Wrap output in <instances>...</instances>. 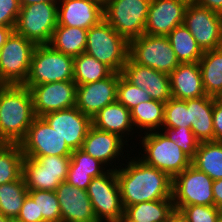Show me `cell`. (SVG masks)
Returning <instances> with one entry per match:
<instances>
[{
    "mask_svg": "<svg viewBox=\"0 0 222 222\" xmlns=\"http://www.w3.org/2000/svg\"><path fill=\"white\" fill-rule=\"evenodd\" d=\"M174 207L181 210L189 222H216L220 214L219 208L214 205H190Z\"/></svg>",
    "mask_w": 222,
    "mask_h": 222,
    "instance_id": "40",
    "label": "cell"
},
{
    "mask_svg": "<svg viewBox=\"0 0 222 222\" xmlns=\"http://www.w3.org/2000/svg\"><path fill=\"white\" fill-rule=\"evenodd\" d=\"M20 8L19 0H0V26H15Z\"/></svg>",
    "mask_w": 222,
    "mask_h": 222,
    "instance_id": "41",
    "label": "cell"
},
{
    "mask_svg": "<svg viewBox=\"0 0 222 222\" xmlns=\"http://www.w3.org/2000/svg\"><path fill=\"white\" fill-rule=\"evenodd\" d=\"M24 154L19 144L0 143V185L22 176Z\"/></svg>",
    "mask_w": 222,
    "mask_h": 222,
    "instance_id": "34",
    "label": "cell"
},
{
    "mask_svg": "<svg viewBox=\"0 0 222 222\" xmlns=\"http://www.w3.org/2000/svg\"><path fill=\"white\" fill-rule=\"evenodd\" d=\"M109 168L100 160L91 157L81 149L73 150L68 171L90 172L92 178L103 175Z\"/></svg>",
    "mask_w": 222,
    "mask_h": 222,
    "instance_id": "37",
    "label": "cell"
},
{
    "mask_svg": "<svg viewBox=\"0 0 222 222\" xmlns=\"http://www.w3.org/2000/svg\"><path fill=\"white\" fill-rule=\"evenodd\" d=\"M36 44L15 31L0 49V84L23 85Z\"/></svg>",
    "mask_w": 222,
    "mask_h": 222,
    "instance_id": "7",
    "label": "cell"
},
{
    "mask_svg": "<svg viewBox=\"0 0 222 222\" xmlns=\"http://www.w3.org/2000/svg\"><path fill=\"white\" fill-rule=\"evenodd\" d=\"M14 28L15 26H0V49L14 32Z\"/></svg>",
    "mask_w": 222,
    "mask_h": 222,
    "instance_id": "47",
    "label": "cell"
},
{
    "mask_svg": "<svg viewBox=\"0 0 222 222\" xmlns=\"http://www.w3.org/2000/svg\"><path fill=\"white\" fill-rule=\"evenodd\" d=\"M25 87L31 92L35 116L75 107L77 85L73 80Z\"/></svg>",
    "mask_w": 222,
    "mask_h": 222,
    "instance_id": "16",
    "label": "cell"
},
{
    "mask_svg": "<svg viewBox=\"0 0 222 222\" xmlns=\"http://www.w3.org/2000/svg\"><path fill=\"white\" fill-rule=\"evenodd\" d=\"M87 30L79 27L57 25L49 45L65 55L77 57L85 52Z\"/></svg>",
    "mask_w": 222,
    "mask_h": 222,
    "instance_id": "27",
    "label": "cell"
},
{
    "mask_svg": "<svg viewBox=\"0 0 222 222\" xmlns=\"http://www.w3.org/2000/svg\"><path fill=\"white\" fill-rule=\"evenodd\" d=\"M178 1L184 2L186 5H192L197 3V0H178Z\"/></svg>",
    "mask_w": 222,
    "mask_h": 222,
    "instance_id": "52",
    "label": "cell"
},
{
    "mask_svg": "<svg viewBox=\"0 0 222 222\" xmlns=\"http://www.w3.org/2000/svg\"><path fill=\"white\" fill-rule=\"evenodd\" d=\"M35 117L29 88L0 84V143L19 144Z\"/></svg>",
    "mask_w": 222,
    "mask_h": 222,
    "instance_id": "2",
    "label": "cell"
},
{
    "mask_svg": "<svg viewBox=\"0 0 222 222\" xmlns=\"http://www.w3.org/2000/svg\"><path fill=\"white\" fill-rule=\"evenodd\" d=\"M42 118L55 130L73 151L81 149L92 119L83 114L76 106L47 113Z\"/></svg>",
    "mask_w": 222,
    "mask_h": 222,
    "instance_id": "17",
    "label": "cell"
},
{
    "mask_svg": "<svg viewBox=\"0 0 222 222\" xmlns=\"http://www.w3.org/2000/svg\"><path fill=\"white\" fill-rule=\"evenodd\" d=\"M92 126L96 129L117 134L127 144L130 142L134 148L136 137L139 136L134 129L131 119V111L117 100L105 106L92 118ZM130 137V138H129ZM135 141H133V140Z\"/></svg>",
    "mask_w": 222,
    "mask_h": 222,
    "instance_id": "23",
    "label": "cell"
},
{
    "mask_svg": "<svg viewBox=\"0 0 222 222\" xmlns=\"http://www.w3.org/2000/svg\"><path fill=\"white\" fill-rule=\"evenodd\" d=\"M148 93L138 86L127 81L122 75L119 77L117 88V101L123 104L129 111L141 102L150 100Z\"/></svg>",
    "mask_w": 222,
    "mask_h": 222,
    "instance_id": "39",
    "label": "cell"
},
{
    "mask_svg": "<svg viewBox=\"0 0 222 222\" xmlns=\"http://www.w3.org/2000/svg\"><path fill=\"white\" fill-rule=\"evenodd\" d=\"M71 156L24 157L22 177L28 190L56 191L66 182Z\"/></svg>",
    "mask_w": 222,
    "mask_h": 222,
    "instance_id": "9",
    "label": "cell"
},
{
    "mask_svg": "<svg viewBox=\"0 0 222 222\" xmlns=\"http://www.w3.org/2000/svg\"><path fill=\"white\" fill-rule=\"evenodd\" d=\"M124 162L116 169L124 209L141 202L173 199V179L167 173L144 163L137 153Z\"/></svg>",
    "mask_w": 222,
    "mask_h": 222,
    "instance_id": "1",
    "label": "cell"
},
{
    "mask_svg": "<svg viewBox=\"0 0 222 222\" xmlns=\"http://www.w3.org/2000/svg\"><path fill=\"white\" fill-rule=\"evenodd\" d=\"M28 194L37 203L38 216H42V222H62L60 205L55 191L28 190Z\"/></svg>",
    "mask_w": 222,
    "mask_h": 222,
    "instance_id": "35",
    "label": "cell"
},
{
    "mask_svg": "<svg viewBox=\"0 0 222 222\" xmlns=\"http://www.w3.org/2000/svg\"><path fill=\"white\" fill-rule=\"evenodd\" d=\"M196 4L222 15V0H197Z\"/></svg>",
    "mask_w": 222,
    "mask_h": 222,
    "instance_id": "46",
    "label": "cell"
},
{
    "mask_svg": "<svg viewBox=\"0 0 222 222\" xmlns=\"http://www.w3.org/2000/svg\"><path fill=\"white\" fill-rule=\"evenodd\" d=\"M213 105L214 97L207 95L186 100L189 128L200 142L214 141Z\"/></svg>",
    "mask_w": 222,
    "mask_h": 222,
    "instance_id": "25",
    "label": "cell"
},
{
    "mask_svg": "<svg viewBox=\"0 0 222 222\" xmlns=\"http://www.w3.org/2000/svg\"><path fill=\"white\" fill-rule=\"evenodd\" d=\"M167 37L180 63L199 62L203 56L204 52L184 24L175 27Z\"/></svg>",
    "mask_w": 222,
    "mask_h": 222,
    "instance_id": "31",
    "label": "cell"
},
{
    "mask_svg": "<svg viewBox=\"0 0 222 222\" xmlns=\"http://www.w3.org/2000/svg\"><path fill=\"white\" fill-rule=\"evenodd\" d=\"M186 7L178 0H151L144 34L167 36L184 23Z\"/></svg>",
    "mask_w": 222,
    "mask_h": 222,
    "instance_id": "20",
    "label": "cell"
},
{
    "mask_svg": "<svg viewBox=\"0 0 222 222\" xmlns=\"http://www.w3.org/2000/svg\"><path fill=\"white\" fill-rule=\"evenodd\" d=\"M129 57L137 64L168 75L180 64L167 36L143 34L132 39Z\"/></svg>",
    "mask_w": 222,
    "mask_h": 222,
    "instance_id": "10",
    "label": "cell"
},
{
    "mask_svg": "<svg viewBox=\"0 0 222 222\" xmlns=\"http://www.w3.org/2000/svg\"><path fill=\"white\" fill-rule=\"evenodd\" d=\"M151 0H107L104 19L128 42L145 32Z\"/></svg>",
    "mask_w": 222,
    "mask_h": 222,
    "instance_id": "8",
    "label": "cell"
},
{
    "mask_svg": "<svg viewBox=\"0 0 222 222\" xmlns=\"http://www.w3.org/2000/svg\"><path fill=\"white\" fill-rule=\"evenodd\" d=\"M91 181L92 177L90 176V172L68 171L66 182L74 187L87 190Z\"/></svg>",
    "mask_w": 222,
    "mask_h": 222,
    "instance_id": "43",
    "label": "cell"
},
{
    "mask_svg": "<svg viewBox=\"0 0 222 222\" xmlns=\"http://www.w3.org/2000/svg\"><path fill=\"white\" fill-rule=\"evenodd\" d=\"M167 222H189V221L181 210L175 208L171 212Z\"/></svg>",
    "mask_w": 222,
    "mask_h": 222,
    "instance_id": "48",
    "label": "cell"
},
{
    "mask_svg": "<svg viewBox=\"0 0 222 222\" xmlns=\"http://www.w3.org/2000/svg\"><path fill=\"white\" fill-rule=\"evenodd\" d=\"M104 19V7L92 0H58V24L88 30Z\"/></svg>",
    "mask_w": 222,
    "mask_h": 222,
    "instance_id": "22",
    "label": "cell"
},
{
    "mask_svg": "<svg viewBox=\"0 0 222 222\" xmlns=\"http://www.w3.org/2000/svg\"><path fill=\"white\" fill-rule=\"evenodd\" d=\"M74 58L53 49L49 44L34 49L24 86L73 80Z\"/></svg>",
    "mask_w": 222,
    "mask_h": 222,
    "instance_id": "5",
    "label": "cell"
},
{
    "mask_svg": "<svg viewBox=\"0 0 222 222\" xmlns=\"http://www.w3.org/2000/svg\"><path fill=\"white\" fill-rule=\"evenodd\" d=\"M86 191L98 222H113L124 214L116 170L92 178Z\"/></svg>",
    "mask_w": 222,
    "mask_h": 222,
    "instance_id": "11",
    "label": "cell"
},
{
    "mask_svg": "<svg viewBox=\"0 0 222 222\" xmlns=\"http://www.w3.org/2000/svg\"><path fill=\"white\" fill-rule=\"evenodd\" d=\"M55 192L62 222H98L86 190L63 182Z\"/></svg>",
    "mask_w": 222,
    "mask_h": 222,
    "instance_id": "21",
    "label": "cell"
},
{
    "mask_svg": "<svg viewBox=\"0 0 222 222\" xmlns=\"http://www.w3.org/2000/svg\"><path fill=\"white\" fill-rule=\"evenodd\" d=\"M112 73L107 65L85 52L74 57L73 81L77 86L103 80Z\"/></svg>",
    "mask_w": 222,
    "mask_h": 222,
    "instance_id": "32",
    "label": "cell"
},
{
    "mask_svg": "<svg viewBox=\"0 0 222 222\" xmlns=\"http://www.w3.org/2000/svg\"><path fill=\"white\" fill-rule=\"evenodd\" d=\"M191 165L213 181L222 179V141L200 142Z\"/></svg>",
    "mask_w": 222,
    "mask_h": 222,
    "instance_id": "29",
    "label": "cell"
},
{
    "mask_svg": "<svg viewBox=\"0 0 222 222\" xmlns=\"http://www.w3.org/2000/svg\"><path fill=\"white\" fill-rule=\"evenodd\" d=\"M85 53L121 73L129 57V42L103 19L87 30Z\"/></svg>",
    "mask_w": 222,
    "mask_h": 222,
    "instance_id": "4",
    "label": "cell"
},
{
    "mask_svg": "<svg viewBox=\"0 0 222 222\" xmlns=\"http://www.w3.org/2000/svg\"><path fill=\"white\" fill-rule=\"evenodd\" d=\"M113 222H133L131 221L130 219H128L124 214L118 219V220H115Z\"/></svg>",
    "mask_w": 222,
    "mask_h": 222,
    "instance_id": "50",
    "label": "cell"
},
{
    "mask_svg": "<svg viewBox=\"0 0 222 222\" xmlns=\"http://www.w3.org/2000/svg\"><path fill=\"white\" fill-rule=\"evenodd\" d=\"M136 139L137 144L132 151L139 150L137 157L144 163L167 173L172 179L191 165V159L161 130L141 134ZM138 145L140 149L136 148Z\"/></svg>",
    "mask_w": 222,
    "mask_h": 222,
    "instance_id": "3",
    "label": "cell"
},
{
    "mask_svg": "<svg viewBox=\"0 0 222 222\" xmlns=\"http://www.w3.org/2000/svg\"><path fill=\"white\" fill-rule=\"evenodd\" d=\"M203 52L222 47V15L198 4L187 5L184 23Z\"/></svg>",
    "mask_w": 222,
    "mask_h": 222,
    "instance_id": "13",
    "label": "cell"
},
{
    "mask_svg": "<svg viewBox=\"0 0 222 222\" xmlns=\"http://www.w3.org/2000/svg\"><path fill=\"white\" fill-rule=\"evenodd\" d=\"M129 148L131 152V146L117 134L101 131L91 126L83 141L81 150L100 160L109 169L116 170L123 164L126 157L131 156L133 153V151L129 152ZM124 152H129V154L124 155Z\"/></svg>",
    "mask_w": 222,
    "mask_h": 222,
    "instance_id": "15",
    "label": "cell"
},
{
    "mask_svg": "<svg viewBox=\"0 0 222 222\" xmlns=\"http://www.w3.org/2000/svg\"><path fill=\"white\" fill-rule=\"evenodd\" d=\"M171 96L187 100L206 96L199 62L180 63L170 74Z\"/></svg>",
    "mask_w": 222,
    "mask_h": 222,
    "instance_id": "24",
    "label": "cell"
},
{
    "mask_svg": "<svg viewBox=\"0 0 222 222\" xmlns=\"http://www.w3.org/2000/svg\"><path fill=\"white\" fill-rule=\"evenodd\" d=\"M120 75L113 72L103 80L78 85L75 106L92 119L105 106L116 101Z\"/></svg>",
    "mask_w": 222,
    "mask_h": 222,
    "instance_id": "18",
    "label": "cell"
},
{
    "mask_svg": "<svg viewBox=\"0 0 222 222\" xmlns=\"http://www.w3.org/2000/svg\"><path fill=\"white\" fill-rule=\"evenodd\" d=\"M96 3H98L99 5L105 7L106 3H107V0H92Z\"/></svg>",
    "mask_w": 222,
    "mask_h": 222,
    "instance_id": "54",
    "label": "cell"
},
{
    "mask_svg": "<svg viewBox=\"0 0 222 222\" xmlns=\"http://www.w3.org/2000/svg\"><path fill=\"white\" fill-rule=\"evenodd\" d=\"M214 141H222V105L215 101L213 105Z\"/></svg>",
    "mask_w": 222,
    "mask_h": 222,
    "instance_id": "44",
    "label": "cell"
},
{
    "mask_svg": "<svg viewBox=\"0 0 222 222\" xmlns=\"http://www.w3.org/2000/svg\"><path fill=\"white\" fill-rule=\"evenodd\" d=\"M165 103L147 100L131 110V119L138 135L162 129Z\"/></svg>",
    "mask_w": 222,
    "mask_h": 222,
    "instance_id": "26",
    "label": "cell"
},
{
    "mask_svg": "<svg viewBox=\"0 0 222 222\" xmlns=\"http://www.w3.org/2000/svg\"><path fill=\"white\" fill-rule=\"evenodd\" d=\"M19 1H20V6H27L39 2H58V0H19Z\"/></svg>",
    "mask_w": 222,
    "mask_h": 222,
    "instance_id": "49",
    "label": "cell"
},
{
    "mask_svg": "<svg viewBox=\"0 0 222 222\" xmlns=\"http://www.w3.org/2000/svg\"><path fill=\"white\" fill-rule=\"evenodd\" d=\"M24 157L71 156L72 150L63 138L42 118L36 116L25 138L19 143Z\"/></svg>",
    "mask_w": 222,
    "mask_h": 222,
    "instance_id": "14",
    "label": "cell"
},
{
    "mask_svg": "<svg viewBox=\"0 0 222 222\" xmlns=\"http://www.w3.org/2000/svg\"><path fill=\"white\" fill-rule=\"evenodd\" d=\"M214 206L220 208L222 206V179L213 181L212 187Z\"/></svg>",
    "mask_w": 222,
    "mask_h": 222,
    "instance_id": "45",
    "label": "cell"
},
{
    "mask_svg": "<svg viewBox=\"0 0 222 222\" xmlns=\"http://www.w3.org/2000/svg\"><path fill=\"white\" fill-rule=\"evenodd\" d=\"M28 194L24 178L0 185V214L16 220Z\"/></svg>",
    "mask_w": 222,
    "mask_h": 222,
    "instance_id": "33",
    "label": "cell"
},
{
    "mask_svg": "<svg viewBox=\"0 0 222 222\" xmlns=\"http://www.w3.org/2000/svg\"><path fill=\"white\" fill-rule=\"evenodd\" d=\"M216 222H222V214H219Z\"/></svg>",
    "mask_w": 222,
    "mask_h": 222,
    "instance_id": "55",
    "label": "cell"
},
{
    "mask_svg": "<svg viewBox=\"0 0 222 222\" xmlns=\"http://www.w3.org/2000/svg\"><path fill=\"white\" fill-rule=\"evenodd\" d=\"M179 127L189 128V116L186 100L171 97L165 103L162 129H174Z\"/></svg>",
    "mask_w": 222,
    "mask_h": 222,
    "instance_id": "36",
    "label": "cell"
},
{
    "mask_svg": "<svg viewBox=\"0 0 222 222\" xmlns=\"http://www.w3.org/2000/svg\"><path fill=\"white\" fill-rule=\"evenodd\" d=\"M199 67L205 93L215 97L222 89V47L205 51L199 60Z\"/></svg>",
    "mask_w": 222,
    "mask_h": 222,
    "instance_id": "30",
    "label": "cell"
},
{
    "mask_svg": "<svg viewBox=\"0 0 222 222\" xmlns=\"http://www.w3.org/2000/svg\"><path fill=\"white\" fill-rule=\"evenodd\" d=\"M219 210H220V214H222V206L219 208Z\"/></svg>",
    "mask_w": 222,
    "mask_h": 222,
    "instance_id": "56",
    "label": "cell"
},
{
    "mask_svg": "<svg viewBox=\"0 0 222 222\" xmlns=\"http://www.w3.org/2000/svg\"><path fill=\"white\" fill-rule=\"evenodd\" d=\"M16 222H42V216H38L37 203L33 198L27 194L23 201L19 215Z\"/></svg>",
    "mask_w": 222,
    "mask_h": 222,
    "instance_id": "42",
    "label": "cell"
},
{
    "mask_svg": "<svg viewBox=\"0 0 222 222\" xmlns=\"http://www.w3.org/2000/svg\"><path fill=\"white\" fill-rule=\"evenodd\" d=\"M121 75L133 85L146 91L153 100L166 103L172 97L168 74L137 64L130 57L123 66Z\"/></svg>",
    "mask_w": 222,
    "mask_h": 222,
    "instance_id": "19",
    "label": "cell"
},
{
    "mask_svg": "<svg viewBox=\"0 0 222 222\" xmlns=\"http://www.w3.org/2000/svg\"><path fill=\"white\" fill-rule=\"evenodd\" d=\"M13 220L0 214V222H12Z\"/></svg>",
    "mask_w": 222,
    "mask_h": 222,
    "instance_id": "53",
    "label": "cell"
},
{
    "mask_svg": "<svg viewBox=\"0 0 222 222\" xmlns=\"http://www.w3.org/2000/svg\"><path fill=\"white\" fill-rule=\"evenodd\" d=\"M214 98L216 102L222 105V89Z\"/></svg>",
    "mask_w": 222,
    "mask_h": 222,
    "instance_id": "51",
    "label": "cell"
},
{
    "mask_svg": "<svg viewBox=\"0 0 222 222\" xmlns=\"http://www.w3.org/2000/svg\"><path fill=\"white\" fill-rule=\"evenodd\" d=\"M213 180L204 172L190 165L173 178L174 206L214 205Z\"/></svg>",
    "mask_w": 222,
    "mask_h": 222,
    "instance_id": "12",
    "label": "cell"
},
{
    "mask_svg": "<svg viewBox=\"0 0 222 222\" xmlns=\"http://www.w3.org/2000/svg\"><path fill=\"white\" fill-rule=\"evenodd\" d=\"M175 209L173 199L141 202L124 209V215L133 222H167Z\"/></svg>",
    "mask_w": 222,
    "mask_h": 222,
    "instance_id": "28",
    "label": "cell"
},
{
    "mask_svg": "<svg viewBox=\"0 0 222 222\" xmlns=\"http://www.w3.org/2000/svg\"><path fill=\"white\" fill-rule=\"evenodd\" d=\"M161 131L169 140L176 143L191 160L194 158L200 141L196 138L191 128L179 127L174 129H161Z\"/></svg>",
    "mask_w": 222,
    "mask_h": 222,
    "instance_id": "38",
    "label": "cell"
},
{
    "mask_svg": "<svg viewBox=\"0 0 222 222\" xmlns=\"http://www.w3.org/2000/svg\"><path fill=\"white\" fill-rule=\"evenodd\" d=\"M58 24V2L21 6L14 31L36 45L49 44Z\"/></svg>",
    "mask_w": 222,
    "mask_h": 222,
    "instance_id": "6",
    "label": "cell"
}]
</instances>
